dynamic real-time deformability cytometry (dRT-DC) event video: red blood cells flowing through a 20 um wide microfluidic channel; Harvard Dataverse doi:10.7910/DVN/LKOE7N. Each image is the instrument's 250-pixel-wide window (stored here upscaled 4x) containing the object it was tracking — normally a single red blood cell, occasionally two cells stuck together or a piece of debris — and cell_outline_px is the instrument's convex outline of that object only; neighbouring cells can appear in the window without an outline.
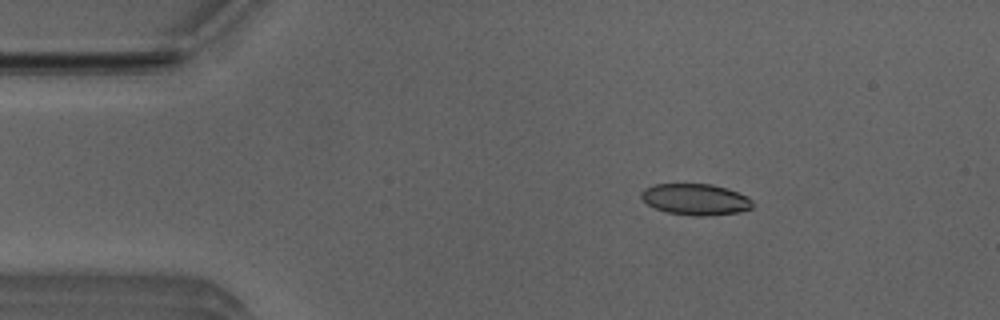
{"species": "Egyptian fruit bat (a non-hibernating species)", "species_latin": "Rousettus aegyptiacus", "temperature_condition": "room temperature", "stored_images_in_passage": 3, "camera_frame_rate_fps": 3000, "um_per_image_px": 0.085, "animal": {"sex": "male"}, "frame": {"image": 1, "passage_image": 1, "time_ms": 0.0, "image_size_px": [1000, 320], "cell_outline_px": [[752, 208], [736, 212], [704, 216], [700, 216], [668, 212], [656, 208], [648, 204], [640, 196], [640, 192], [644, 188], [656, 184], [712, 184], [748, 196], [752, 200]], "centroid_in_image_um": [59.1, 16.93], "position_along_channel_um": 25.9, "area_um2": 19.94}}